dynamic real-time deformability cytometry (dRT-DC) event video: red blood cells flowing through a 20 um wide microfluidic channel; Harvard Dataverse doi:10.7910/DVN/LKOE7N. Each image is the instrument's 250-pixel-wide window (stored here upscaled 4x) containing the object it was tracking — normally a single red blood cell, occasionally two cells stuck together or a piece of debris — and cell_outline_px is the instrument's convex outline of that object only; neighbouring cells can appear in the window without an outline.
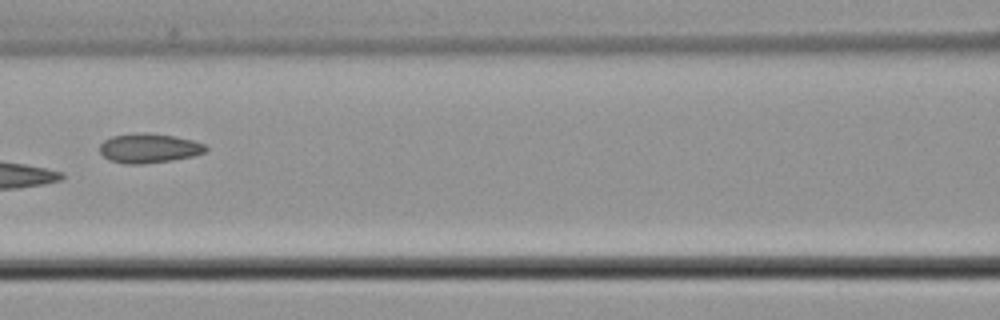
{"species": "common noctule bat (a hibernating species)", "species_latin": "Nyctalus noctula", "temperature_condition": "cold", "stored_images_in_passage": 8, "camera_frame_rate_fps": 3000, "um_per_image_px": 0.085, "animal": {"sex": "male", "body_mass_g": 21.5, "forearm_length_mm": 52.0}, "frame": {"image": 1, "passage_image": 7, "time_ms": 2.0, "image_size_px": [1000, 320], "cell_outline_px": [[208, 148], [204, 152], [192, 156], [172, 160], [144, 164], [124, 164], [108, 160], [100, 152], [100, 144], [104, 140], [112, 136], [136, 132], [148, 132], [176, 136], [192, 140], [204, 144]], "centroid_in_image_um": [12.63, 12.59], "position_along_channel_um": 154.0, "area_um2": 18.38}}
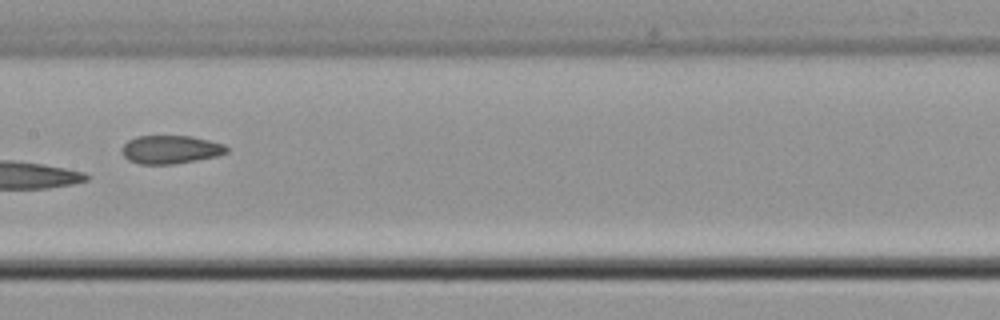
{"frame": {"image": 2, "passage_image": 8, "time_ms": 2.333, "image_size_px": [1000, 320], "cell_outline_px": [[228, 152], [216, 156], [196, 160], [172, 164], [140, 164], [128, 160], [120, 152], [120, 148], [128, 140], [136, 136], [192, 136], [224, 144], [228, 148]], "centroid_in_image_um": [14.46, 12.7], "position_along_channel_um": 192.9, "area_um2": 17.34}}